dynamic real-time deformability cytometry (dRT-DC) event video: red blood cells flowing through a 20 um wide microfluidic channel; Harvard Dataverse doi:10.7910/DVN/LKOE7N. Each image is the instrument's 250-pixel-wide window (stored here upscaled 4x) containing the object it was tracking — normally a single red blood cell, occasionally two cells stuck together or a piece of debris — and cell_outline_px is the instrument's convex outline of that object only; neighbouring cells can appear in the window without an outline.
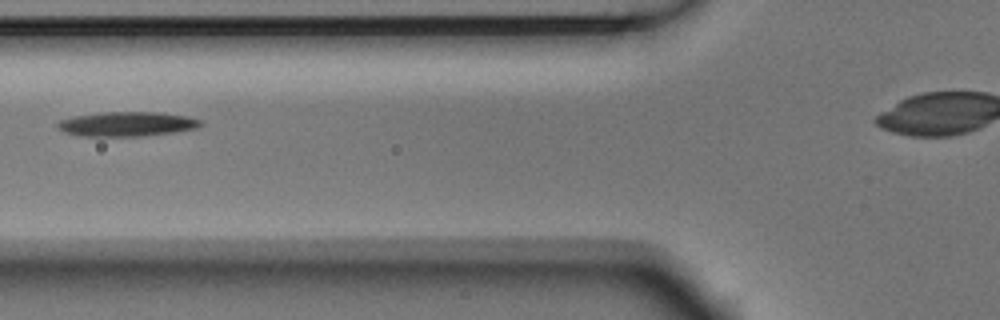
{"species": "Egyptian fruit bat (a non-hibernating species)", "species_latin": "Rousettus aegyptiacus", "temperature_condition": "room temperature", "stored_images_in_passage": 3, "camera_frame_rate_fps": 3000, "um_per_image_px": 0.085, "animal": {"sex": "male"}, "frame": {"image": 1, "passage_image": 2, "time_ms": 0.333, "image_size_px": [1000, 320], "cell_outline_px": [[204, 124], [196, 128], [172, 132], [144, 136], [80, 136], [64, 132], [56, 128], [56, 124], [60, 120], [72, 116], [100, 112], [160, 112], [188, 116], [204, 120]], "centroid_in_image_um": [10.78, 10.53], "position_along_channel_um": 115.0, "area_um2": 20.75}}
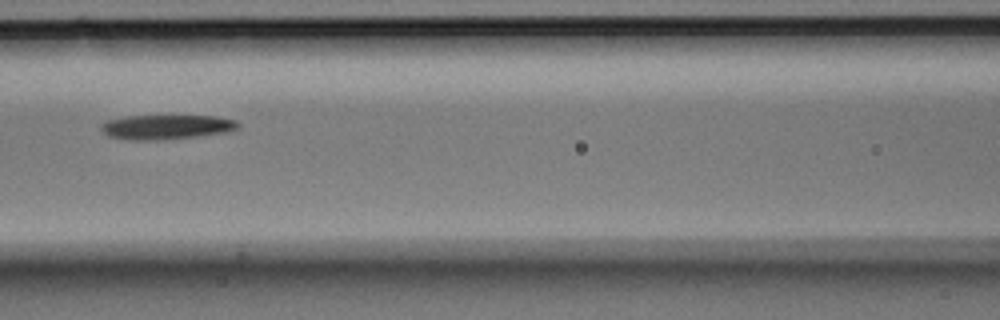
{"frame": {"image": 2, "passage_image": 3, "time_ms": 0.667, "image_size_px": [1000, 320], "cell_outline_px": [[240, 128], [228, 132], [196, 136], [156, 140], [132, 140], [108, 136], [100, 128], [100, 124], [108, 120], [124, 116], [216, 116], [236, 120], [240, 124]], "centroid_in_image_um": [14.16, 10.79], "position_along_channel_um": 152.4, "area_um2": 19.59}}